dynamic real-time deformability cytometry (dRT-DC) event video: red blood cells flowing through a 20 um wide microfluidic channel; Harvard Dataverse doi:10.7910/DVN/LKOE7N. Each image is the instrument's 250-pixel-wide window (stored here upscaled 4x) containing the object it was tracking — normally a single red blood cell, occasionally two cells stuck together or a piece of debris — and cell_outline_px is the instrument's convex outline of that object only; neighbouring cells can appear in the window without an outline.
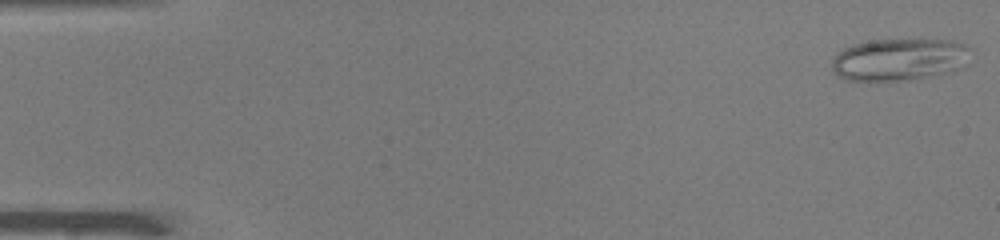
{"species": "common noctule bat (a hibernating species)", "species_latin": "Nyctalus noctula", "temperature_condition": "warm", "stored_images_in_passage": 50, "camera_frame_rate_fps": 3000, "um_per_image_px": 0.085, "animal": {"sex": "male", "body_mass_g": 19.0, "forearm_length_mm": 50.8}, "frame": {"image": 1, "passage_image": 1, "time_ms": 0.0, "image_size_px": [1000, 240], "cell_outline_px": [[972, 48], [968, 64], [964, 68], [940, 76], [908, 80], [844, 80], [832, 68], [832, 60], [844, 48], [852, 44], [872, 40], [952, 40], [964, 44]], "centroid_in_image_um": [76.56, 5.07], "position_along_channel_um": 8.4, "area_um2": 34.62}}
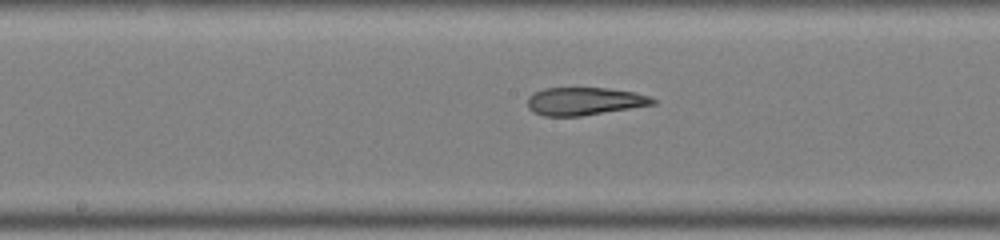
{"frame": {"image": 2, "passage_image": 26, "time_ms": 8.333, "image_size_px": [1000, 240], "cell_outline_px": [[656, 104], [580, 116], [544, 116], [532, 112], [528, 108], [528, 96], [544, 88], [608, 88], [632, 92], [648, 96], [656, 100]], "centroid_in_image_um": [49.65, 8.61], "position_along_channel_um": 198.6, "area_um2": 20.17}}
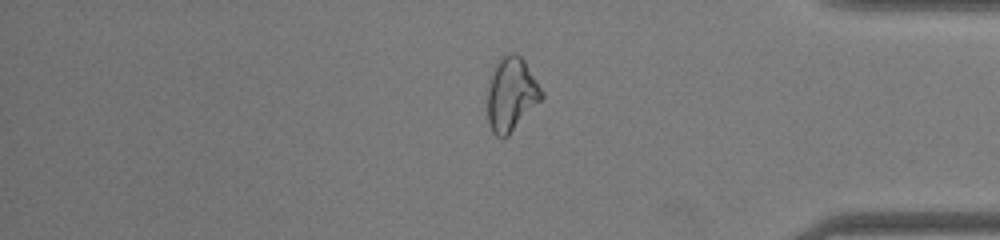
{"frame": {"image": 3, "passage_image": 42, "time_ms": 13.667, "image_size_px": [1000, 240], "cell_outline_px": [[544, 96], [508, 136], [496, 136], [492, 132], [488, 124], [488, 84], [496, 64], [508, 52], [516, 52], [524, 60], [544, 92]], "centroid_in_image_um": [43.46, 8.01], "position_along_channel_um": 391.7, "area_um2": 23.0}, "authors_computed_cell_mechanics": {"area_um2": 23.9292, "velocity_mm_per_s": 4.0075, "shape_relaxation_time_tau1_ms": null, "shape_relaxation_time_tau2_ms": 1.5741, "deformation_change_tau1": null, "deformation_change_tau2": 0.0977}}